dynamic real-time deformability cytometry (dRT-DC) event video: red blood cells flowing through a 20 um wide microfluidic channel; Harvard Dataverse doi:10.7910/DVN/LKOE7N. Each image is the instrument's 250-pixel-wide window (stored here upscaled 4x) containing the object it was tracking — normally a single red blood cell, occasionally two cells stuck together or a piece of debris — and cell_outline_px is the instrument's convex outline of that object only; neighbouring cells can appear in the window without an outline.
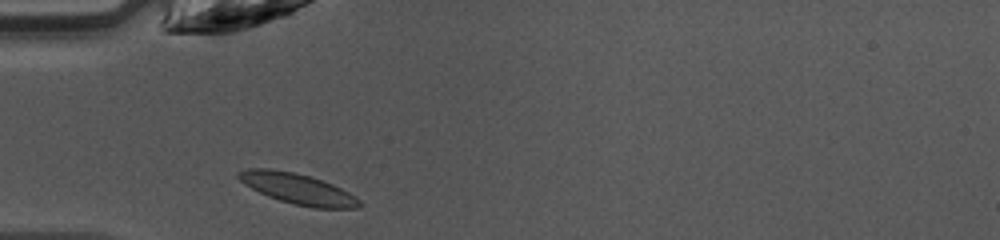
{"species": "common noctule bat (a hibernating species)", "species_latin": "Nyctalus noctula", "temperature_condition": "warm", "stored_images_in_passage": 34, "camera_frame_rate_fps": 3000, "um_per_image_px": 0.085, "animal": {"sex": "female", "body_mass_g": 10.0, "forearm_length_mm": 53.1}, "frame": {"image": 1, "passage_image": 1, "time_ms": 0.0, "image_size_px": [1000, 240], "cell_outline_px": [[364, 204], [360, 208], [312, 208], [292, 204], [268, 196], [244, 184], [236, 176], [236, 172], [248, 168], [272, 168], [292, 172], [308, 176], [332, 184], [356, 196]], "centroid_in_image_um": [25.31, 16.05], "position_along_channel_um": 59.7, "area_um2": 21.62}}
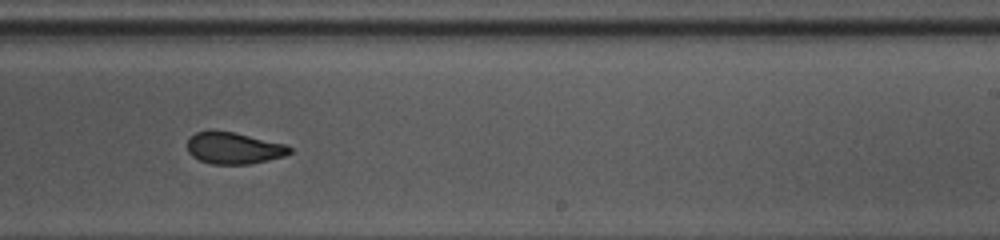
{"frame": {"image": 2, "passage_image": 16, "time_ms": 5.0, "image_size_px": [1000, 240], "cell_outline_px": [[292, 152], [284, 156], [268, 160], [248, 164], [212, 164], [200, 160], [192, 156], [188, 152], [188, 140], [196, 132], [232, 132], [284, 144], [292, 148]], "centroid_in_image_um": [19.89, 12.62], "position_along_channel_um": 269.1, "area_um2": 18.38}}
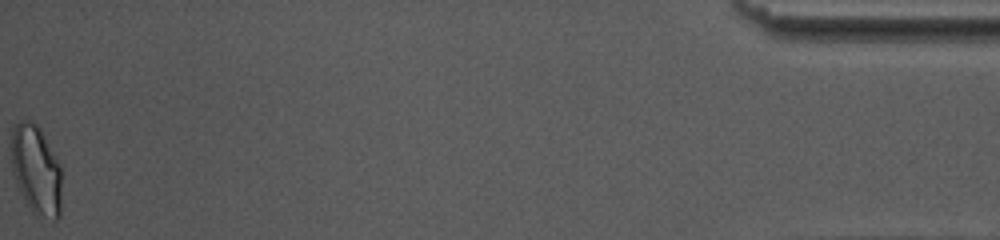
{"frame": {"image": 3, "passage_image": 34, "time_ms": 11.0, "image_size_px": [1000, 240], "cell_outline_px": [[60, 216], [56, 220], [52, 220], [36, 216], [32, 212], [24, 200], [12, 172], [12, 132], [16, 124], [20, 120], [32, 120], [40, 128], [60, 164]], "centroid_in_image_um": [3.08, 14.46], "position_along_channel_um": 432.1, "area_um2": 26.18}, "authors_computed_cell_mechanics": {"area_um2": 19.9699, "velocity_mm_per_s": 4.2467, "shape_relaxation_time_tau1_ms": null, "shape_relaxation_time_tau2_ms": 2.1238, "deformation_change_tau1": null, "deformation_change_tau2": 0.0547}}